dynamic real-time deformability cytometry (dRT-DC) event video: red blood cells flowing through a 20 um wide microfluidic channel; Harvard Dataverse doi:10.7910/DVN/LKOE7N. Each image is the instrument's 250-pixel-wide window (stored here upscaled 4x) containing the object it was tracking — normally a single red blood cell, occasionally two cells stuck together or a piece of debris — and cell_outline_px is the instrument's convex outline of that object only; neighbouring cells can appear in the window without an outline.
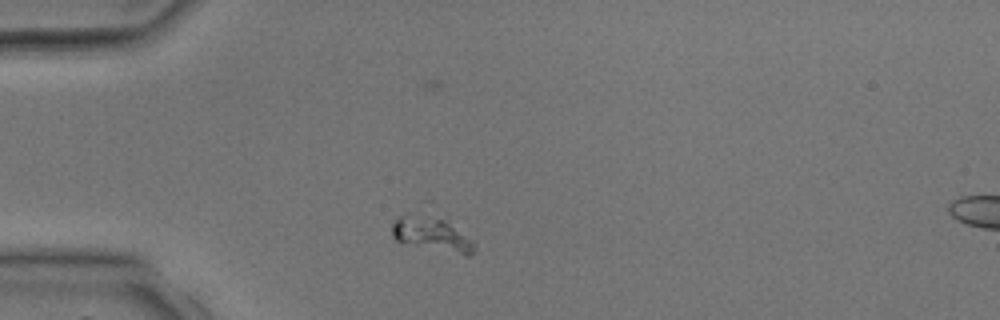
{"species": "common noctule bat (a hibernating species)", "species_latin": "Nyctalus noctula", "temperature_condition": "room temperature", "stored_images_in_passage": 2, "camera_frame_rate_fps": 3000, "um_per_image_px": 0.085, "animal": {"sex": "male", "body_mass_g": 17.9, "forearm_length_mm": 54.2}, "frame": {"image": 1, "passage_image": 2, "time_ms": 1.333, "image_size_px": [1000, 320], "cell_outline_px": [[476, 244], [472, 256], [468, 256], [396, 240], [392, 236], [392, 224], [400, 216], [424, 212], [448, 220], [476, 240]], "centroid_in_image_um": [36.81, 19.86], "position_along_channel_um": 48.2, "area_um2": 16.7}}